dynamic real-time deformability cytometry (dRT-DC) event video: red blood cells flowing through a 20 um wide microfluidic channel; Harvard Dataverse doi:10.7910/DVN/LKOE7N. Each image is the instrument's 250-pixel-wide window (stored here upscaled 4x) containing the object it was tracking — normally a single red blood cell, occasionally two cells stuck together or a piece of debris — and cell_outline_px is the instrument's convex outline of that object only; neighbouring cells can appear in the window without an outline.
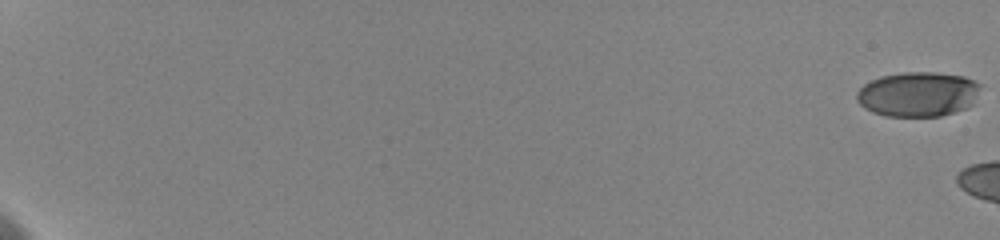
{"species": "human", "species_latin": "Homo sapiens", "temperature_condition": "cold", "stored_images_in_passage": 3, "camera_frame_rate_fps": 3000, "um_per_image_px": 0.085, "donor": {"sex": "female"}, "frame": {"image": 1, "passage_image": 1, "time_ms": 0.0, "image_size_px": [1000, 240], "cell_outline_px": [[980, 84], [972, 104], [968, 108], [956, 112], [940, 116], [884, 116], [872, 112], [864, 108], [856, 100], [856, 92], [864, 84], [880, 76], [904, 72], [936, 72], [964, 76]], "centroid_in_image_um": [78.0, 8.01], "position_along_channel_um": 7.0, "area_um2": 32.37}}